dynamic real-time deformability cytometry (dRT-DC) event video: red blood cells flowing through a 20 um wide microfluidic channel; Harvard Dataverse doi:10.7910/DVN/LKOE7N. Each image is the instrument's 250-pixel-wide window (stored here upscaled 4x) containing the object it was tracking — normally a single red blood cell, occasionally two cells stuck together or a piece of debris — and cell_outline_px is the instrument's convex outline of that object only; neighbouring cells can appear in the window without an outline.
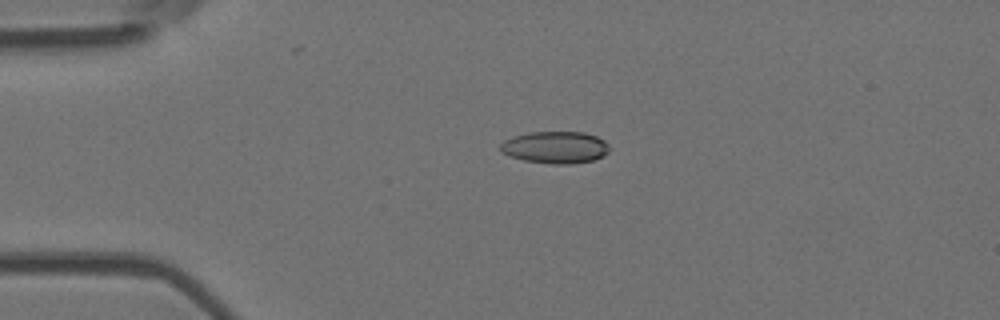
{"species": "Egyptian fruit bat (a non-hibernating species)", "species_latin": "Rousettus aegyptiacus", "temperature_condition": "room temperature", "stored_images_in_passage": 50, "camera_frame_rate_fps": 3000, "um_per_image_px": 0.085, "animal": {"sex": "female"}, "frame": {"image": 1, "passage_image": 9, "time_ms": 2.667, "image_size_px": [1000, 320], "cell_outline_px": [[608, 152], [604, 156], [592, 160], [572, 164], [552, 164], [524, 160], [508, 156], [500, 152], [500, 144], [504, 140], [528, 132], [584, 132], [596, 136], [604, 140], [608, 144]], "centroid_in_image_um": [47.19, 12.53], "position_along_channel_um": 37.8, "area_um2": 20.4}}
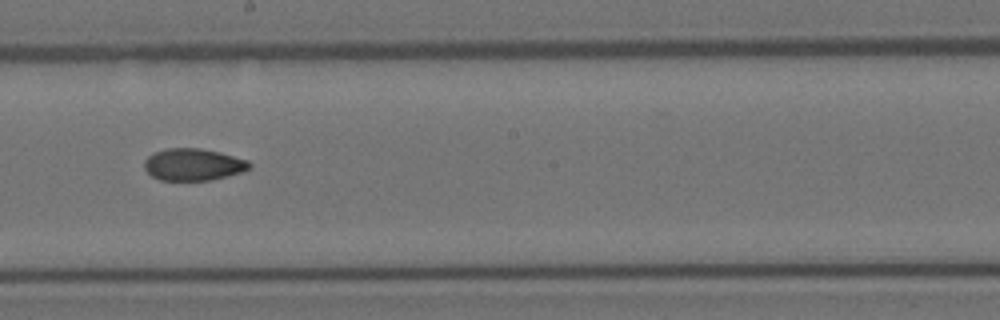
{"frame": {"image": 2, "passage_image": 27, "time_ms": 8.667, "image_size_px": [1000, 320], "cell_outline_px": [[252, 164], [244, 172], [212, 180], [160, 180], [152, 176], [144, 168], [144, 160], [148, 156], [156, 152], [168, 148], [200, 148], [220, 152], [248, 160]], "centroid_in_image_um": [16.44, 13.99], "position_along_channel_um": 231.8, "area_um2": 19.65}}
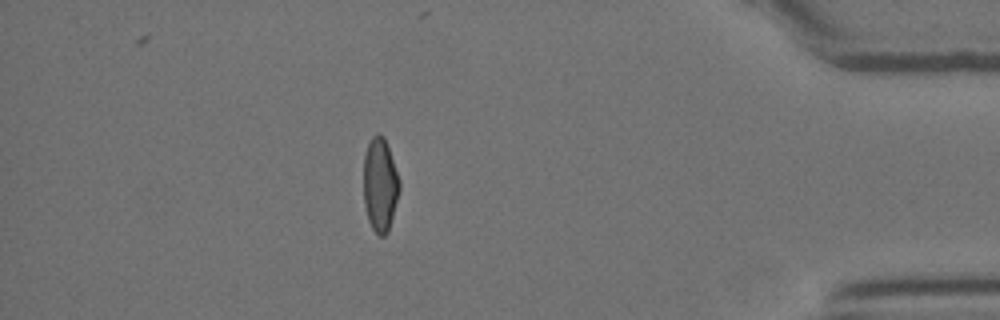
{"frame": {"image": 3, "passage_image": 44, "time_ms": 14.333, "image_size_px": [1000, 320], "cell_outline_px": [[400, 188], [388, 232], [384, 236], [380, 236], [372, 228], [368, 220], [364, 204], [364, 152], [372, 136], [376, 132], [380, 132], [384, 136], [400, 180]], "centroid_in_image_um": [32.3, 15.67], "position_along_channel_um": 402.9, "area_um2": 19.65}, "authors_computed_cell_mechanics": {"area_um2": 19.941, "velocity_mm_per_s": 3.7807, "shape_relaxation_time_tau1_ms": null, "shape_relaxation_time_tau2_ms": 3.436, "deformation_change_tau1": null, "deformation_change_tau2": 0.0741}}